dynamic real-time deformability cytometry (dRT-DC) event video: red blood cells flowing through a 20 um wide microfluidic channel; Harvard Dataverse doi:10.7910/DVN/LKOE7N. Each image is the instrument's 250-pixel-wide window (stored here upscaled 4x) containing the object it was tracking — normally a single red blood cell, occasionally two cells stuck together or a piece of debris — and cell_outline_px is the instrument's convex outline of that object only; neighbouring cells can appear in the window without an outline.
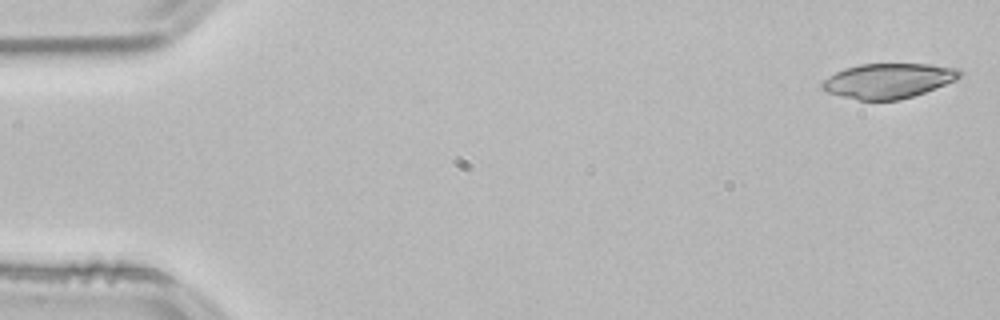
{"species": "common noctule bat (a hibernating species)", "species_latin": "Nyctalus noctula", "temperature_condition": "room temperature", "stored_images_in_passage": 52, "camera_frame_rate_fps": 3000, "um_per_image_px": 0.085, "animal": {"sex": "male", "body_mass_g": 21.5, "forearm_length_mm": 52.0}, "frame": {"image": 1, "passage_image": 1, "time_ms": 0.0, "image_size_px": [1000, 320], "cell_outline_px": [[964, 72], [956, 80], [936, 88], [900, 100], [860, 100], [840, 96], [824, 92], [820, 88], [820, 84], [824, 80], [836, 72], [844, 68], [860, 64], [932, 64], [960, 68]], "centroid_in_image_um": [75.51, 6.86], "position_along_channel_um": 9.5, "area_um2": 28.21}}
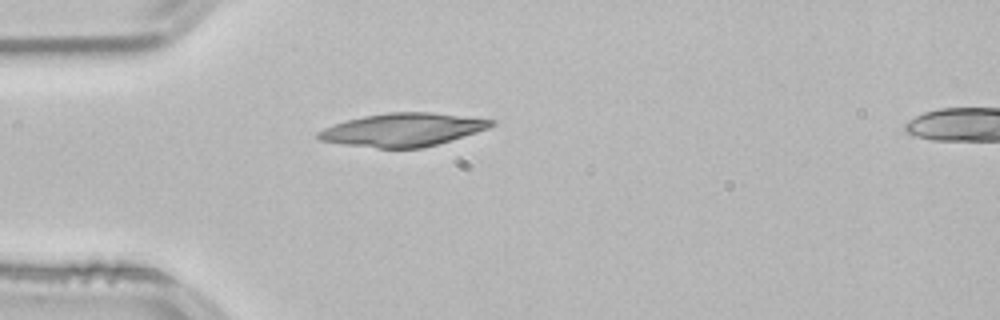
{"frame": {"image": 2, "passage_image": 14, "time_ms": 4.333, "image_size_px": [1000, 320], "cell_outline_px": [[496, 124], [488, 128], [452, 140], [424, 148], [376, 148], [344, 144], [320, 140], [316, 136], [316, 132], [324, 128], [348, 120], [364, 116], [388, 112], [432, 112], [496, 120]], "centroid_in_image_um": [34.27, 11.03], "position_along_channel_um": 50.7, "area_um2": 33.29}}
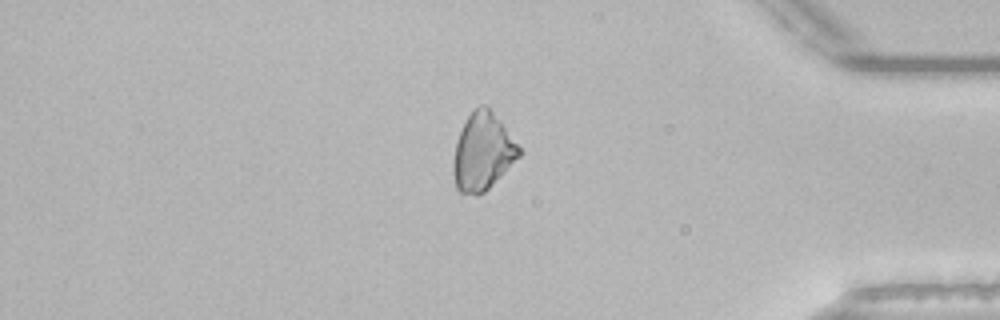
{"frame": {"image": 3, "passage_image": 44, "time_ms": 14.333, "image_size_px": [1000, 320], "cell_outline_px": [[520, 156], [484, 192], [476, 196], [460, 192], [456, 188], [452, 172], [452, 164], [456, 140], [472, 108], [480, 104], [488, 104], [500, 120], [520, 148]], "centroid_in_image_um": [40.99, 12.88], "position_along_channel_um": 394.2, "area_um2": 29.65}}